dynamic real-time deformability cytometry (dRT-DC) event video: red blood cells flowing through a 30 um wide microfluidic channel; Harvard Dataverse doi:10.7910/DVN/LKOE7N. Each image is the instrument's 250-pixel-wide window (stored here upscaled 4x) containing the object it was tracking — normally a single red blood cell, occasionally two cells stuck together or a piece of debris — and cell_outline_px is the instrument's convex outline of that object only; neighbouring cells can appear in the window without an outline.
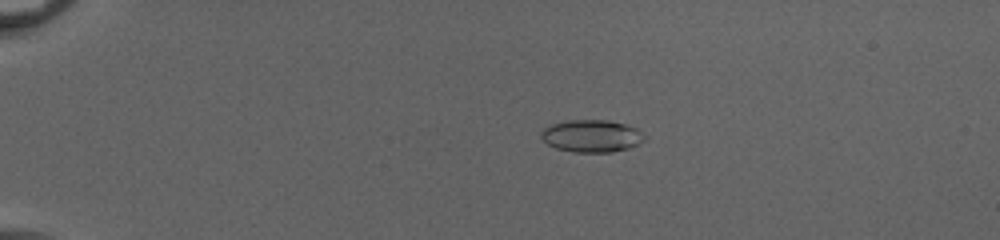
{"species": "common noctule bat (a hibernating species)", "species_latin": "Nyctalus noctula", "temperature_condition": "cold", "stored_images_in_passage": 54, "camera_frame_rate_fps": 3000, "um_per_image_px": 0.085, "animal": {"sex": "female", "body_mass_g": 20.0, "forearm_length_mm": 54.0}, "frame": {"image": 1, "passage_image": 14, "time_ms": 4.333, "image_size_px": [1000, 240], "cell_outline_px": [[648, 136], [644, 140], [628, 148], [612, 152], [572, 152], [556, 148], [548, 144], [540, 136], [540, 132], [544, 128], [552, 124], [568, 120], [608, 120], [628, 124], [636, 128]], "centroid_in_image_um": [50.3, 11.55], "position_along_channel_um": 34.7, "area_um2": 19.59}}
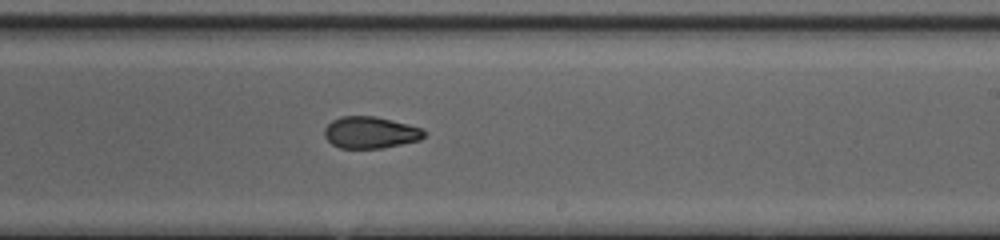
{"frame": {"image": 2, "passage_image": 36, "time_ms": 11.667, "image_size_px": [1000, 240], "cell_outline_px": [[428, 132], [420, 140], [384, 148], [340, 148], [332, 144], [324, 136], [324, 128], [332, 120], [340, 116], [376, 116], [424, 128]], "centroid_in_image_um": [31.51, 11.26], "position_along_channel_um": 257.5, "area_um2": 18.67}}
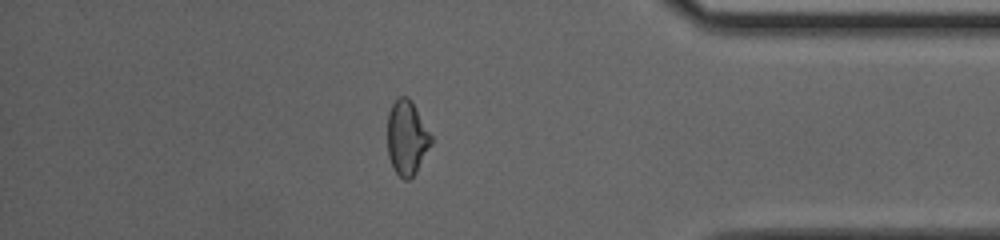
{"frame": {"image": 3, "passage_image": 48, "time_ms": 15.667, "image_size_px": [1000, 240], "cell_outline_px": [[432, 144], [416, 172], [408, 180], [404, 180], [392, 168], [388, 156], [388, 112], [392, 104], [400, 96], [408, 96], [432, 136]], "centroid_in_image_um": [34.58, 11.73], "position_along_channel_um": 400.6, "area_um2": 18.84}, "authors_computed_cell_mechanics": {"area_um2": 19.5075, "velocity_mm_per_s": 4.0981, "shape_relaxation_time_tau1_ms": 10.1053, "shape_relaxation_time_tau2_ms": 2.1028, "deformation_change_tau1": 0.2227, "deformation_change_tau2": 0.0792}}